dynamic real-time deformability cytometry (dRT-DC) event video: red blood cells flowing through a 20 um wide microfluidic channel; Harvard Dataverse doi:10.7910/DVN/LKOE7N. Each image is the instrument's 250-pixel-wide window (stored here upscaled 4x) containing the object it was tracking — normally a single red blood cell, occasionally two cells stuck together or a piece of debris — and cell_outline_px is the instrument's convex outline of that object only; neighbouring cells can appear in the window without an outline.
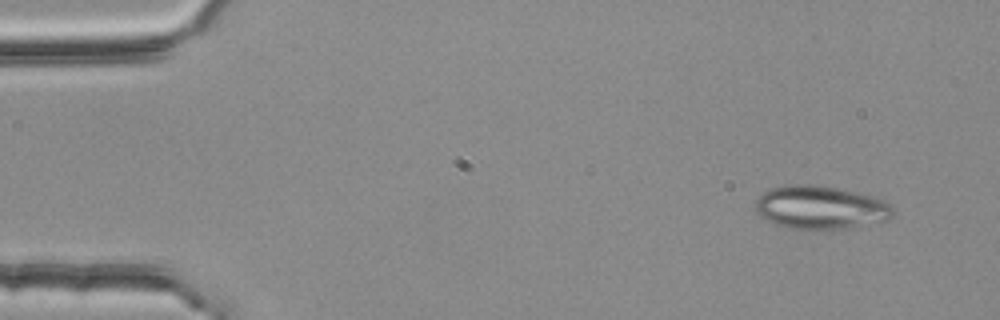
{"species": "common noctule bat (a hibernating species)", "species_latin": "Nyctalus noctula", "temperature_condition": "room temperature", "stored_images_in_passage": 3, "camera_frame_rate_fps": 3000, "um_per_image_px": 0.085, "animal": {"sex": "female", "body_mass_g": 25.1}, "frame": {"image": 1, "passage_image": 1, "time_ms": 0.0, "image_size_px": [1000, 320], "cell_outline_px": [[892, 216], [888, 220], [844, 228], [792, 228], [776, 224], [764, 220], [756, 212], [756, 200], [768, 188], [788, 184], [816, 184], [876, 196], [884, 200], [892, 208]], "centroid_in_image_um": [69.71, 17.6], "position_along_channel_um": 15.3, "area_um2": 34.51}}